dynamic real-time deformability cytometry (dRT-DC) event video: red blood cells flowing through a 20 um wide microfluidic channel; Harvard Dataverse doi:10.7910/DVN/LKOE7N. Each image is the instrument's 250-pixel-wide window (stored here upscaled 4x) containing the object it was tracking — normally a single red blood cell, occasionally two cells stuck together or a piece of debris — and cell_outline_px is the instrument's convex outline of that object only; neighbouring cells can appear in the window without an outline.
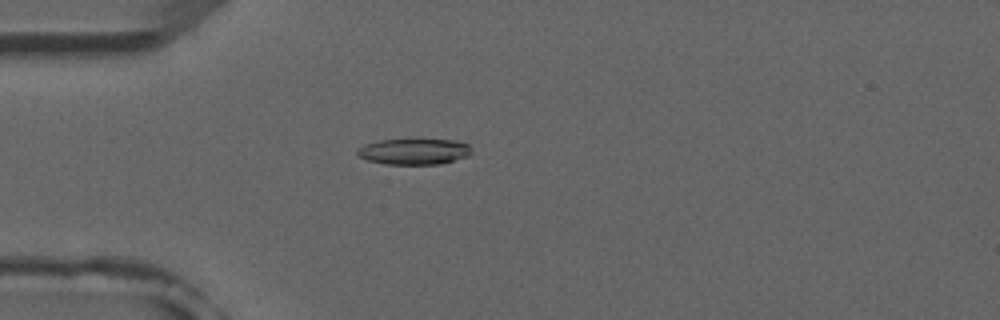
{"species": "common noctule bat (a hibernating species)", "species_latin": "Nyctalus noctula", "temperature_condition": "room temperature", "stored_images_in_passage": 4, "camera_frame_rate_fps": 3000, "um_per_image_px": 0.085, "animal": {"sex": "male", "forearm_length_mm": 52.5}, "frame": {"image": 1, "passage_image": 4, "time_ms": 4.333, "image_size_px": [1000, 320], "cell_outline_px": [[472, 152], [468, 156], [440, 164], [388, 164], [368, 160], [360, 156], [356, 152], [356, 148], [364, 144], [380, 140], [456, 140], [468, 144]], "centroid_in_image_um": [35.19, 12.88], "position_along_channel_um": 49.8, "area_um2": 17.11}}